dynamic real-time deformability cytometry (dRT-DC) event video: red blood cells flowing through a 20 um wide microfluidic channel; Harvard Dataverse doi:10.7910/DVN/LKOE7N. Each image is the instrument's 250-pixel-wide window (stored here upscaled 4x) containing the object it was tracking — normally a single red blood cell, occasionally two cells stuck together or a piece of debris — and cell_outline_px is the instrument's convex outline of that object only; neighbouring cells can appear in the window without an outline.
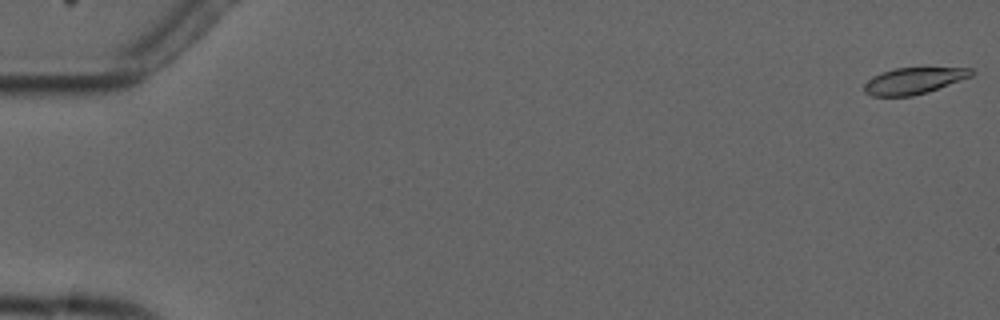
{"species": "common noctule bat (a hibernating species)", "species_latin": "Nyctalus noctula", "temperature_condition": "cold", "stored_images_in_passage": 7, "camera_frame_rate_fps": 3000, "um_per_image_px": 0.085, "animal": {"sex": "male", "forearm_length_mm": 52.5}, "frame": {"image": 1, "passage_image": 1, "time_ms": 0.0, "image_size_px": [1000, 320], "cell_outline_px": [[976, 72], [972, 76], [928, 92], [912, 96], [872, 96], [864, 92], [864, 84], [872, 76], [880, 72], [896, 68], [972, 68]], "centroid_in_image_um": [77.66, 6.86], "position_along_channel_um": 7.3, "area_um2": 16.53}}